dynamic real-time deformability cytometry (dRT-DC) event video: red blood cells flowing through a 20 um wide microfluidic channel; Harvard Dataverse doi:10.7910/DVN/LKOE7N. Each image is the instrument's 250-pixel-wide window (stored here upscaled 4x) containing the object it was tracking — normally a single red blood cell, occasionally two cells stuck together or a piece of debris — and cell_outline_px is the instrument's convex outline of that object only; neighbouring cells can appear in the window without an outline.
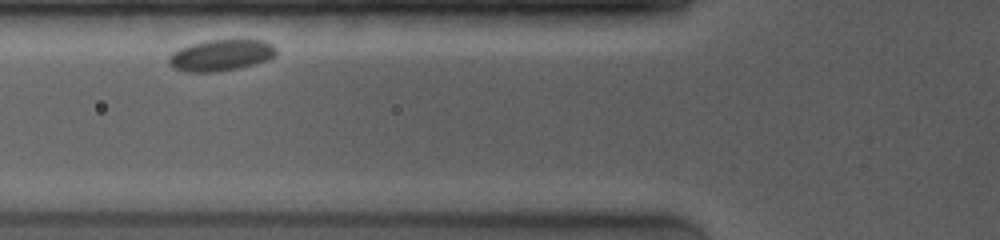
{"species": "common noctule bat (a hibernating species)", "species_latin": "Nyctalus noctula", "temperature_condition": "room temperature", "stored_images_in_passage": 3, "camera_frame_rate_fps": 4000, "um_per_image_px": 0.085, "animal": {"sex": "female", "body_mass_g": 19.0, "forearm_length_mm": 53.3}, "frame": {"image": 1, "passage_image": 2, "time_ms": 1.0, "image_size_px": [1000, 240], "cell_outline_px": [[276, 56], [268, 60], [236, 68], [216, 72], [184, 72], [172, 68], [168, 64], [168, 56], [172, 52], [180, 48], [204, 40], [264, 40], [272, 44], [276, 48]], "centroid_in_image_um": [18.74, 4.7], "position_along_channel_um": 107.1, "area_um2": 19.71}}